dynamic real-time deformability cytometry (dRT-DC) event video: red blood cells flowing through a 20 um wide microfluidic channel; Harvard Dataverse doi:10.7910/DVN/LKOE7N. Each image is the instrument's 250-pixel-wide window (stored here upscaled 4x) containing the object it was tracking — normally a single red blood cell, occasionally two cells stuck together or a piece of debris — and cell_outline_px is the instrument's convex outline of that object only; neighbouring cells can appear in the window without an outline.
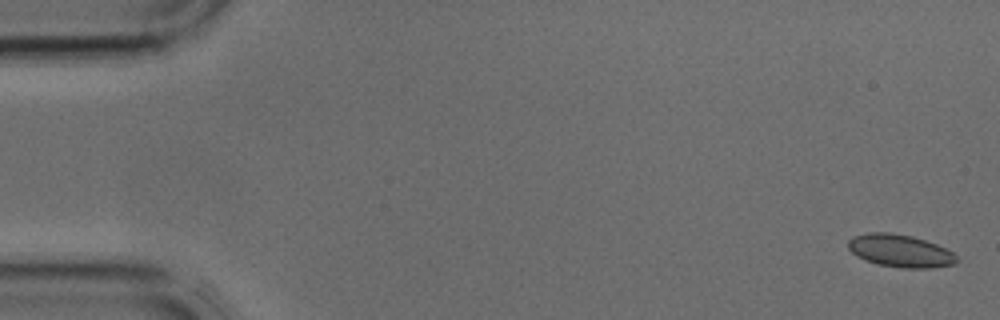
{"species": "common noctule bat (a hibernating species)", "species_latin": "Nyctalus noctula", "temperature_condition": "cold", "stored_images_in_passage": 4, "segment_of_instrument_passage": [2, 2], "camera_frame_rate_fps": 3000, "um_per_image_px": 0.085, "animal": {"sex": "male", "body_mass_g": 17.9, "forearm_length_mm": 54.2}, "frame": {"image": 1, "passage_image": 4, "time_ms": 1.0, "image_size_px": [1000, 320], "cell_outline_px": [[960, 260], [956, 264], [928, 268], [904, 268], [876, 264], [864, 260], [856, 256], [848, 248], [848, 240], [852, 236], [868, 232], [892, 232], [912, 236], [936, 244], [952, 252]], "centroid_in_image_um": [76.49, 21.32], "position_along_channel_um": 8.5, "area_um2": 20.81}}